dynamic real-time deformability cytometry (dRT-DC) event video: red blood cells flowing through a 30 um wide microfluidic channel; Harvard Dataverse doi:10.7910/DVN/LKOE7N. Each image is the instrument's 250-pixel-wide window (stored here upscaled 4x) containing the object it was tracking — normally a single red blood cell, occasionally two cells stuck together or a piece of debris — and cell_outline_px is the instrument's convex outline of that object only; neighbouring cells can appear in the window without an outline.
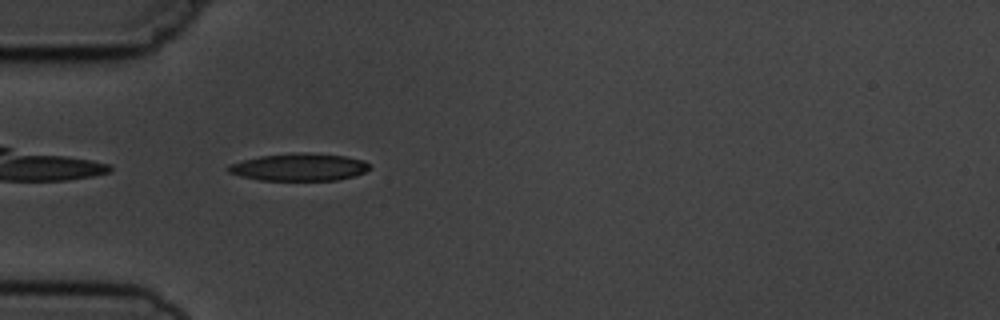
{"species": "common noctule bat (a hibernating species)", "species_latin": "Nyctalus noctula", "temperature_condition": "cold", "stored_images_in_passage": 6, "camera_frame_rate_fps": 3000, "um_per_image_px": 0.085, "animal": {"sex": "male", "body_mass_g": 19.5, "forearm_length_mm": 54.6}, "frame": {"image": 1, "passage_image": 5, "time_ms": 4.667, "image_size_px": [1000, 320], "cell_outline_px": [[372, 168], [356, 176], [336, 180], [260, 180], [240, 176], [228, 172], [228, 164], [260, 156], [296, 152], [344, 156], [364, 160]], "centroid_in_image_um": [25.44, 14.21], "position_along_channel_um": 59.6, "area_um2": 22.48}}